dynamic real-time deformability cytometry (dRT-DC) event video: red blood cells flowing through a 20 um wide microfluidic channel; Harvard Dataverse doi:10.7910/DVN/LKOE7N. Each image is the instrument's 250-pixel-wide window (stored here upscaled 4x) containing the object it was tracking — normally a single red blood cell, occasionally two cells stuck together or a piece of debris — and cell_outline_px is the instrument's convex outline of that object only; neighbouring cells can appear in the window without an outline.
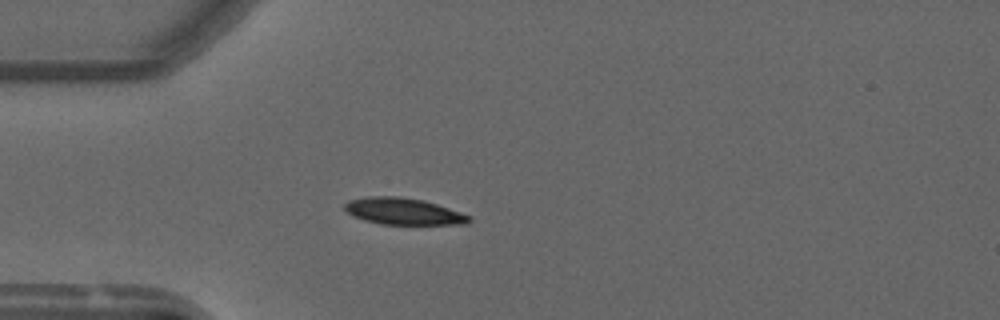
{"species": "common noctule bat (a hibernating species)", "species_latin": "Nyctalus noctula", "temperature_condition": "warm", "stored_images_in_passage": 5, "camera_frame_rate_fps": 3000, "um_per_image_px": 0.085, "animal": {"sex": "male", "forearm_length_mm": 52.5}, "frame": {"image": 1, "passage_image": 1, "time_ms": 0.0, "image_size_px": [1000, 320], "cell_outline_px": [[472, 220], [468, 224], [380, 224], [364, 220], [352, 216], [344, 208], [344, 204], [348, 200], [368, 196], [400, 196], [424, 200], [472, 216]], "centroid_in_image_um": [34.28, 17.96], "position_along_channel_um": 50.7, "area_um2": 19.42}}